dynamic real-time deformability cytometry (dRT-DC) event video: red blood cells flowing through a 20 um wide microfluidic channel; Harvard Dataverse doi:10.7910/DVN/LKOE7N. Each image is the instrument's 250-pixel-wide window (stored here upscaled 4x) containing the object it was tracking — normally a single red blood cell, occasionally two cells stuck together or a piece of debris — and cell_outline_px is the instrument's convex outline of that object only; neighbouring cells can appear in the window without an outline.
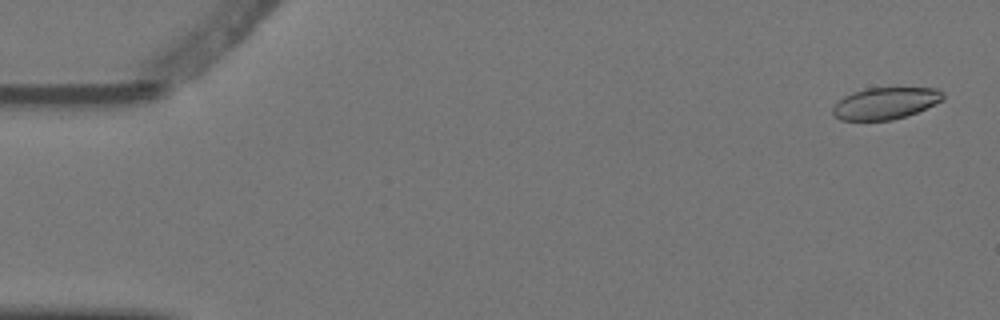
{"species": "Egyptian fruit bat (a non-hibernating species)", "species_latin": "Rousettus aegyptiacus", "temperature_condition": "warm", "stored_images_in_passage": 6, "camera_frame_rate_fps": 3000, "um_per_image_px": 0.085, "animal": {"sex": "female"}, "frame": {"image": 1, "passage_image": 1, "time_ms": 0.0, "image_size_px": [1000, 320], "cell_outline_px": [[944, 100], [916, 112], [892, 120], [840, 120], [832, 116], [832, 108], [844, 96], [852, 92], [868, 88], [936, 88], [944, 92]], "centroid_in_image_um": [75.25, 8.78], "position_along_channel_um": 9.8, "area_um2": 20.35}}